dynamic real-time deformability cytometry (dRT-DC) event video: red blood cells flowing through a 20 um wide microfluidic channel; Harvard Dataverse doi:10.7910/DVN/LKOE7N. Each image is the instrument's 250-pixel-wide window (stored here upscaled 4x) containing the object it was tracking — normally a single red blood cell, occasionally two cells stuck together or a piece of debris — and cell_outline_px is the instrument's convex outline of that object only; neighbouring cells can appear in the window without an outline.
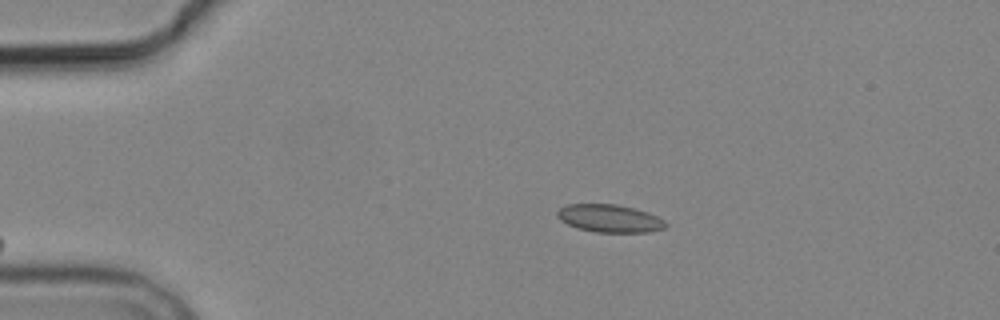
{"species": "common noctule bat (a hibernating species)", "species_latin": "Nyctalus noctula", "temperature_condition": "cold", "stored_images_in_passage": 8, "camera_frame_rate_fps": 3000, "um_per_image_px": 0.085, "animal": {"sex": "male", "body_mass_g": 19.2, "forearm_length_mm": 51.8}, "frame": {"image": 1, "passage_image": 1, "time_ms": 0.0, "image_size_px": [1000, 320], "cell_outline_px": [[668, 224], [664, 228], [652, 232], [596, 232], [576, 228], [560, 220], [556, 216], [556, 212], [560, 208], [568, 204], [616, 204], [648, 212], [664, 220]], "centroid_in_image_um": [51.81, 18.57], "position_along_channel_um": 33.2, "area_um2": 17.57}}
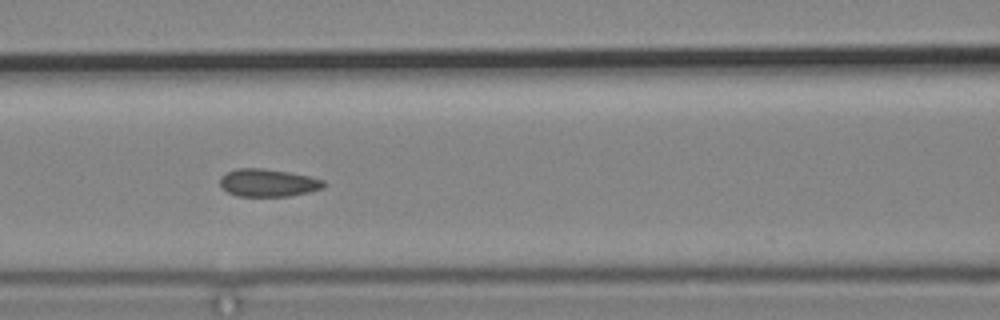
{"frame": {"image": 2, "passage_image": 4, "time_ms": 4.333, "image_size_px": [1000, 320], "cell_outline_px": [[324, 188], [308, 192], [288, 196], [236, 196], [228, 192], [220, 184], [220, 176], [236, 168], [264, 168], [288, 172], [308, 176], [324, 180]], "centroid_in_image_um": [22.77, 15.53], "position_along_channel_um": 143.8, "area_um2": 16.65}}
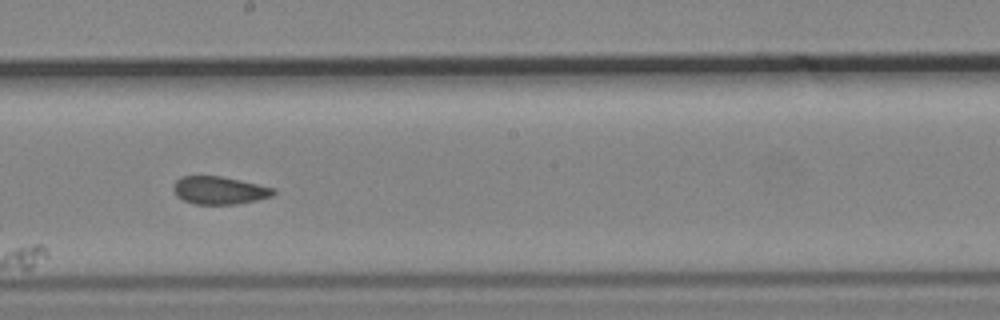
{"frame": {"image": 3, "passage_image": 6, "time_ms": 6.667, "image_size_px": [1000, 320], "cell_outline_px": [[276, 192], [272, 196], [256, 200], [236, 204], [196, 204], [184, 200], [176, 196], [172, 188], [176, 180], [180, 176], [220, 176], [240, 180], [276, 188]], "centroid_in_image_um": [18.64, 16.17], "position_along_channel_um": 229.6, "area_um2": 16.24}}